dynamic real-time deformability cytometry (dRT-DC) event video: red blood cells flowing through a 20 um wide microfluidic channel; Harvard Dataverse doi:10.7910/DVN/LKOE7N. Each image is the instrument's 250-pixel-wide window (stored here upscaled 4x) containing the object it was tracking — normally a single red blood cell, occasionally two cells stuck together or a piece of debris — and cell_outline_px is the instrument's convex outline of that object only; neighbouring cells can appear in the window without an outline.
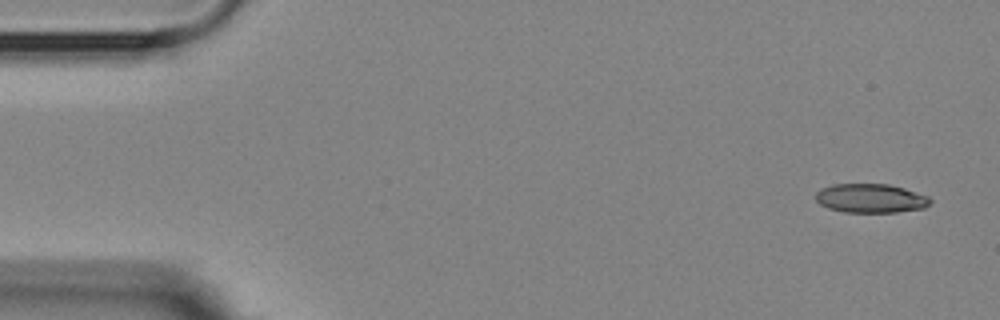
{"species": "Egyptian fruit bat (a non-hibernating species)", "species_latin": "Rousettus aegyptiacus", "temperature_condition": "room temperature", "stored_images_in_passage": 4, "segment_of_instrument_passage": [1, 2], "camera_frame_rate_fps": 3000, "um_per_image_px": 0.085, "animal": {"sex": "female"}, "frame": {"image": 1, "passage_image": 1, "time_ms": 0.0, "image_size_px": [1000, 320], "cell_outline_px": [[932, 200], [924, 208], [896, 212], [844, 212], [828, 208], [820, 204], [816, 200], [816, 192], [820, 188], [832, 184], [888, 184], [904, 188], [928, 196]], "centroid_in_image_um": [73.98, 16.85], "position_along_channel_um": 11.0, "area_um2": 19.36}}
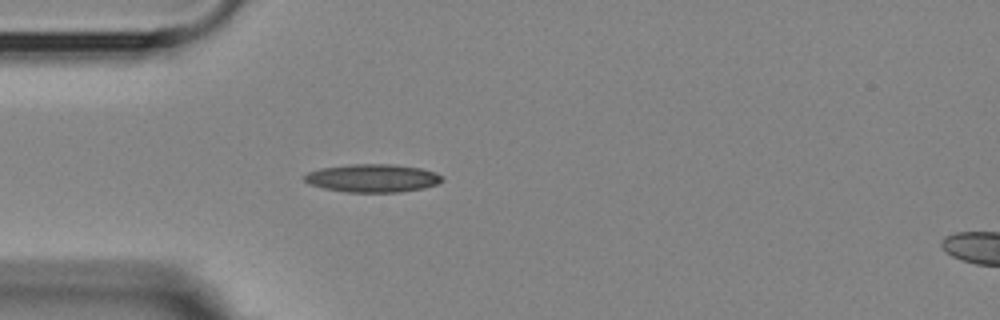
{"frame": {"image": 2, "passage_image": 3, "time_ms": 4.333, "image_size_px": [1000, 320], "cell_outline_px": [[444, 180], [436, 184], [424, 188], [400, 192], [348, 192], [324, 188], [308, 184], [304, 180], [304, 176], [308, 172], [320, 168], [352, 164], [388, 164], [420, 168], [436, 172], [444, 176]], "centroid_in_image_um": [31.68, 15.14], "position_along_channel_um": 53.3, "area_um2": 22.54}}